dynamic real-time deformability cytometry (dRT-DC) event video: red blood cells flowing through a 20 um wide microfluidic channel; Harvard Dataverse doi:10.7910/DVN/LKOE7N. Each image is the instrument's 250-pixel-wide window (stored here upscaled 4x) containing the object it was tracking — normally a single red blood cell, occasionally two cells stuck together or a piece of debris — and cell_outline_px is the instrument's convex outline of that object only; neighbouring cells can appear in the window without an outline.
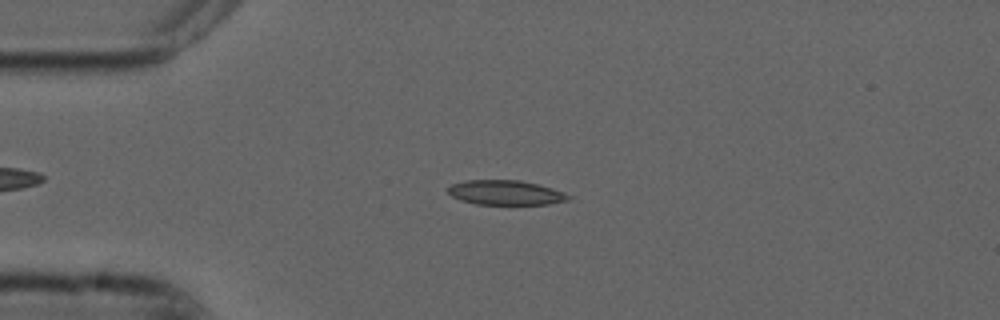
{"species": "common noctule bat (a hibernating species)", "species_latin": "Nyctalus noctula", "temperature_condition": "cold", "stored_images_in_passage": 52, "camera_frame_rate_fps": 3000, "um_per_image_px": 0.085, "animal": {"sex": "male", "forearm_length_mm": 52.5}, "frame": {"image": 1, "passage_image": 11, "time_ms": 3.333, "image_size_px": [1000, 320], "cell_outline_px": [[572, 196], [568, 200], [548, 204], [476, 204], [460, 200], [452, 196], [448, 192], [448, 188], [452, 184], [464, 180], [520, 180], [552, 188], [564, 192]], "centroid_in_image_um": [42.97, 16.37], "position_along_channel_um": 42.0, "area_um2": 17.22}}
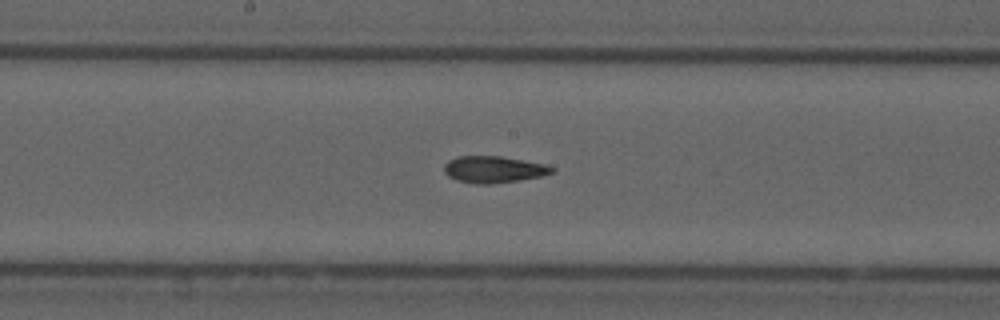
{"frame": {"image": 2, "passage_image": 26, "time_ms": 8.333, "image_size_px": [1000, 320], "cell_outline_px": [[556, 172], [540, 176], [520, 180], [488, 184], [476, 184], [456, 180], [448, 176], [444, 172], [444, 164], [448, 160], [456, 156], [500, 156], [544, 164], [556, 168]], "centroid_in_image_um": [41.94, 14.4], "position_along_channel_um": 206.3, "area_um2": 16.82}}
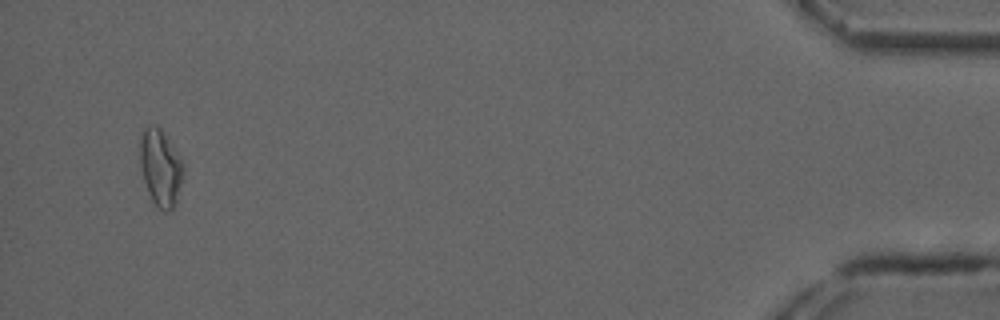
{"frame": {"image": 3, "passage_image": 50, "time_ms": 16.333, "image_size_px": [1000, 320], "cell_outline_px": [[184, 176], [172, 212], [164, 212], [156, 208], [148, 192], [140, 168], [140, 140], [144, 128], [148, 124], [156, 124], [160, 128], [180, 156], [184, 164]], "centroid_in_image_um": [13.65, 14.27], "position_along_channel_um": 421.5, "area_um2": 19.71}, "authors_computed_cell_mechanics": {"area_um2": 16.9643, "velocity_mm_per_s": 3.7395, "shape_relaxation_time_tau1_ms": null, "shape_relaxation_time_tau2_ms": 2.9524, "deformation_change_tau1": null, "deformation_change_tau2": 0.0999}}